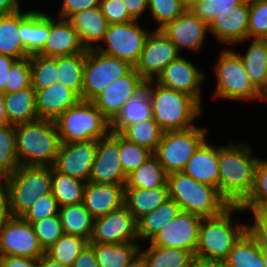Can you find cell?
<instances>
[{
	"mask_svg": "<svg viewBox=\"0 0 267 267\" xmlns=\"http://www.w3.org/2000/svg\"><path fill=\"white\" fill-rule=\"evenodd\" d=\"M247 143H229L218 147L219 193L230 205H241L254 187V157Z\"/></svg>",
	"mask_w": 267,
	"mask_h": 267,
	"instance_id": "6da1fadb",
	"label": "cell"
},
{
	"mask_svg": "<svg viewBox=\"0 0 267 267\" xmlns=\"http://www.w3.org/2000/svg\"><path fill=\"white\" fill-rule=\"evenodd\" d=\"M16 152L20 166L54 165L61 145L53 120L38 119L15 125Z\"/></svg>",
	"mask_w": 267,
	"mask_h": 267,
	"instance_id": "7a4b0ae2",
	"label": "cell"
},
{
	"mask_svg": "<svg viewBox=\"0 0 267 267\" xmlns=\"http://www.w3.org/2000/svg\"><path fill=\"white\" fill-rule=\"evenodd\" d=\"M154 84V85H153ZM149 96L153 119L163 132L181 131L194 127L202 114V105L187 93L169 89L149 81Z\"/></svg>",
	"mask_w": 267,
	"mask_h": 267,
	"instance_id": "3957f363",
	"label": "cell"
},
{
	"mask_svg": "<svg viewBox=\"0 0 267 267\" xmlns=\"http://www.w3.org/2000/svg\"><path fill=\"white\" fill-rule=\"evenodd\" d=\"M167 184L169 198L184 212L207 218L221 214L230 206L216 187L198 182L183 171L167 174Z\"/></svg>",
	"mask_w": 267,
	"mask_h": 267,
	"instance_id": "277c9868",
	"label": "cell"
},
{
	"mask_svg": "<svg viewBox=\"0 0 267 267\" xmlns=\"http://www.w3.org/2000/svg\"><path fill=\"white\" fill-rule=\"evenodd\" d=\"M235 211L243 212L240 205H230L221 214L203 218L199 229V240L195 255L225 260L234 244L247 231L246 223H234Z\"/></svg>",
	"mask_w": 267,
	"mask_h": 267,
	"instance_id": "5b68a950",
	"label": "cell"
},
{
	"mask_svg": "<svg viewBox=\"0 0 267 267\" xmlns=\"http://www.w3.org/2000/svg\"><path fill=\"white\" fill-rule=\"evenodd\" d=\"M61 143L98 141L111 132V122L92 101L80 100L56 120Z\"/></svg>",
	"mask_w": 267,
	"mask_h": 267,
	"instance_id": "8992f818",
	"label": "cell"
},
{
	"mask_svg": "<svg viewBox=\"0 0 267 267\" xmlns=\"http://www.w3.org/2000/svg\"><path fill=\"white\" fill-rule=\"evenodd\" d=\"M9 190L13 217H21L39 197L51 193L52 167L19 166L3 179Z\"/></svg>",
	"mask_w": 267,
	"mask_h": 267,
	"instance_id": "52a82bcc",
	"label": "cell"
},
{
	"mask_svg": "<svg viewBox=\"0 0 267 267\" xmlns=\"http://www.w3.org/2000/svg\"><path fill=\"white\" fill-rule=\"evenodd\" d=\"M217 85L215 98L226 100H261V92L252 84L242 59L232 49H223L215 63Z\"/></svg>",
	"mask_w": 267,
	"mask_h": 267,
	"instance_id": "ba28073f",
	"label": "cell"
},
{
	"mask_svg": "<svg viewBox=\"0 0 267 267\" xmlns=\"http://www.w3.org/2000/svg\"><path fill=\"white\" fill-rule=\"evenodd\" d=\"M207 129L194 126L181 131L163 132L154 155L169 174L183 171L198 147L207 140Z\"/></svg>",
	"mask_w": 267,
	"mask_h": 267,
	"instance_id": "9c48e42d",
	"label": "cell"
},
{
	"mask_svg": "<svg viewBox=\"0 0 267 267\" xmlns=\"http://www.w3.org/2000/svg\"><path fill=\"white\" fill-rule=\"evenodd\" d=\"M134 66L96 49L86 51L81 100L92 101L115 80L128 74Z\"/></svg>",
	"mask_w": 267,
	"mask_h": 267,
	"instance_id": "30bf717a",
	"label": "cell"
},
{
	"mask_svg": "<svg viewBox=\"0 0 267 267\" xmlns=\"http://www.w3.org/2000/svg\"><path fill=\"white\" fill-rule=\"evenodd\" d=\"M149 34L150 31L142 28L138 20L111 24L102 41L106 43V47L98 44L96 50L135 66Z\"/></svg>",
	"mask_w": 267,
	"mask_h": 267,
	"instance_id": "8fae6325",
	"label": "cell"
},
{
	"mask_svg": "<svg viewBox=\"0 0 267 267\" xmlns=\"http://www.w3.org/2000/svg\"><path fill=\"white\" fill-rule=\"evenodd\" d=\"M44 253L32 224L22 217L12 216L0 229V256L38 259Z\"/></svg>",
	"mask_w": 267,
	"mask_h": 267,
	"instance_id": "7c38bea8",
	"label": "cell"
},
{
	"mask_svg": "<svg viewBox=\"0 0 267 267\" xmlns=\"http://www.w3.org/2000/svg\"><path fill=\"white\" fill-rule=\"evenodd\" d=\"M137 241V221L124 205L94 219L89 243L123 244Z\"/></svg>",
	"mask_w": 267,
	"mask_h": 267,
	"instance_id": "4fadbf2b",
	"label": "cell"
},
{
	"mask_svg": "<svg viewBox=\"0 0 267 267\" xmlns=\"http://www.w3.org/2000/svg\"><path fill=\"white\" fill-rule=\"evenodd\" d=\"M180 55L177 47L161 29H156L148 35L134 68L145 81L155 80L162 70Z\"/></svg>",
	"mask_w": 267,
	"mask_h": 267,
	"instance_id": "5bb4252c",
	"label": "cell"
},
{
	"mask_svg": "<svg viewBox=\"0 0 267 267\" xmlns=\"http://www.w3.org/2000/svg\"><path fill=\"white\" fill-rule=\"evenodd\" d=\"M202 217L189 212L181 213L165 225L149 242L157 247L187 250L193 255L199 240Z\"/></svg>",
	"mask_w": 267,
	"mask_h": 267,
	"instance_id": "9a60e30c",
	"label": "cell"
},
{
	"mask_svg": "<svg viewBox=\"0 0 267 267\" xmlns=\"http://www.w3.org/2000/svg\"><path fill=\"white\" fill-rule=\"evenodd\" d=\"M96 152V140L61 143L52 167L57 172L88 182Z\"/></svg>",
	"mask_w": 267,
	"mask_h": 267,
	"instance_id": "2e32d148",
	"label": "cell"
},
{
	"mask_svg": "<svg viewBox=\"0 0 267 267\" xmlns=\"http://www.w3.org/2000/svg\"><path fill=\"white\" fill-rule=\"evenodd\" d=\"M89 181L92 183L126 184L119 158V134L110 132L97 141V152Z\"/></svg>",
	"mask_w": 267,
	"mask_h": 267,
	"instance_id": "e0dca14e",
	"label": "cell"
},
{
	"mask_svg": "<svg viewBox=\"0 0 267 267\" xmlns=\"http://www.w3.org/2000/svg\"><path fill=\"white\" fill-rule=\"evenodd\" d=\"M206 75L198 69L187 57L181 55L173 60L154 80L163 87L181 91L194 97L202 104L201 84Z\"/></svg>",
	"mask_w": 267,
	"mask_h": 267,
	"instance_id": "ac0fdd59",
	"label": "cell"
},
{
	"mask_svg": "<svg viewBox=\"0 0 267 267\" xmlns=\"http://www.w3.org/2000/svg\"><path fill=\"white\" fill-rule=\"evenodd\" d=\"M145 84L146 81L133 68L128 74L108 85L92 102L112 122L124 104Z\"/></svg>",
	"mask_w": 267,
	"mask_h": 267,
	"instance_id": "d6986e66",
	"label": "cell"
},
{
	"mask_svg": "<svg viewBox=\"0 0 267 267\" xmlns=\"http://www.w3.org/2000/svg\"><path fill=\"white\" fill-rule=\"evenodd\" d=\"M161 31L168 39L181 49L191 51H200L207 33L209 34V25L196 17L191 10H186L181 16L168 22Z\"/></svg>",
	"mask_w": 267,
	"mask_h": 267,
	"instance_id": "ffe728a7",
	"label": "cell"
},
{
	"mask_svg": "<svg viewBox=\"0 0 267 267\" xmlns=\"http://www.w3.org/2000/svg\"><path fill=\"white\" fill-rule=\"evenodd\" d=\"M249 0L217 15L209 24V32L221 44L234 46L247 40Z\"/></svg>",
	"mask_w": 267,
	"mask_h": 267,
	"instance_id": "44dd1931",
	"label": "cell"
},
{
	"mask_svg": "<svg viewBox=\"0 0 267 267\" xmlns=\"http://www.w3.org/2000/svg\"><path fill=\"white\" fill-rule=\"evenodd\" d=\"M87 51L77 30L68 19L58 21L49 15V35L44 47L37 53L43 56H69Z\"/></svg>",
	"mask_w": 267,
	"mask_h": 267,
	"instance_id": "7402d4cb",
	"label": "cell"
},
{
	"mask_svg": "<svg viewBox=\"0 0 267 267\" xmlns=\"http://www.w3.org/2000/svg\"><path fill=\"white\" fill-rule=\"evenodd\" d=\"M125 185L88 181L84 189V207L94 219L121 208L124 205Z\"/></svg>",
	"mask_w": 267,
	"mask_h": 267,
	"instance_id": "603a6c76",
	"label": "cell"
},
{
	"mask_svg": "<svg viewBox=\"0 0 267 267\" xmlns=\"http://www.w3.org/2000/svg\"><path fill=\"white\" fill-rule=\"evenodd\" d=\"M80 100V96L75 91L58 81L47 88L35 89L36 111L39 119L55 121Z\"/></svg>",
	"mask_w": 267,
	"mask_h": 267,
	"instance_id": "cb8c5ba5",
	"label": "cell"
},
{
	"mask_svg": "<svg viewBox=\"0 0 267 267\" xmlns=\"http://www.w3.org/2000/svg\"><path fill=\"white\" fill-rule=\"evenodd\" d=\"M183 172L219 190L218 147L205 140L189 159Z\"/></svg>",
	"mask_w": 267,
	"mask_h": 267,
	"instance_id": "d4e9b609",
	"label": "cell"
},
{
	"mask_svg": "<svg viewBox=\"0 0 267 267\" xmlns=\"http://www.w3.org/2000/svg\"><path fill=\"white\" fill-rule=\"evenodd\" d=\"M19 35L23 47L30 54H37L49 35V15L43 11L21 12Z\"/></svg>",
	"mask_w": 267,
	"mask_h": 267,
	"instance_id": "484cf974",
	"label": "cell"
},
{
	"mask_svg": "<svg viewBox=\"0 0 267 267\" xmlns=\"http://www.w3.org/2000/svg\"><path fill=\"white\" fill-rule=\"evenodd\" d=\"M68 20L77 30L86 50L96 49L98 42L103 41L109 26L100 7H94L75 13Z\"/></svg>",
	"mask_w": 267,
	"mask_h": 267,
	"instance_id": "4316f807",
	"label": "cell"
},
{
	"mask_svg": "<svg viewBox=\"0 0 267 267\" xmlns=\"http://www.w3.org/2000/svg\"><path fill=\"white\" fill-rule=\"evenodd\" d=\"M153 118L149 96V81L137 91L122 107L111 122V131L120 134L126 127Z\"/></svg>",
	"mask_w": 267,
	"mask_h": 267,
	"instance_id": "83f0119b",
	"label": "cell"
},
{
	"mask_svg": "<svg viewBox=\"0 0 267 267\" xmlns=\"http://www.w3.org/2000/svg\"><path fill=\"white\" fill-rule=\"evenodd\" d=\"M169 198V187L151 189L124 187V206L138 221Z\"/></svg>",
	"mask_w": 267,
	"mask_h": 267,
	"instance_id": "f1b7e54d",
	"label": "cell"
},
{
	"mask_svg": "<svg viewBox=\"0 0 267 267\" xmlns=\"http://www.w3.org/2000/svg\"><path fill=\"white\" fill-rule=\"evenodd\" d=\"M8 124L17 125L38 120L35 89L24 88L17 92L3 94Z\"/></svg>",
	"mask_w": 267,
	"mask_h": 267,
	"instance_id": "f546056e",
	"label": "cell"
},
{
	"mask_svg": "<svg viewBox=\"0 0 267 267\" xmlns=\"http://www.w3.org/2000/svg\"><path fill=\"white\" fill-rule=\"evenodd\" d=\"M99 267H127L140 256V243H89Z\"/></svg>",
	"mask_w": 267,
	"mask_h": 267,
	"instance_id": "4dcf8cb0",
	"label": "cell"
},
{
	"mask_svg": "<svg viewBox=\"0 0 267 267\" xmlns=\"http://www.w3.org/2000/svg\"><path fill=\"white\" fill-rule=\"evenodd\" d=\"M241 59L252 84L262 93L267 86V39H251Z\"/></svg>",
	"mask_w": 267,
	"mask_h": 267,
	"instance_id": "1f68e13d",
	"label": "cell"
},
{
	"mask_svg": "<svg viewBox=\"0 0 267 267\" xmlns=\"http://www.w3.org/2000/svg\"><path fill=\"white\" fill-rule=\"evenodd\" d=\"M179 204L168 198L162 205L137 221L138 240L149 241L181 213Z\"/></svg>",
	"mask_w": 267,
	"mask_h": 267,
	"instance_id": "d6a6232c",
	"label": "cell"
},
{
	"mask_svg": "<svg viewBox=\"0 0 267 267\" xmlns=\"http://www.w3.org/2000/svg\"><path fill=\"white\" fill-rule=\"evenodd\" d=\"M20 10L8 15H0V54L17 60L29 57L19 35Z\"/></svg>",
	"mask_w": 267,
	"mask_h": 267,
	"instance_id": "836d02e7",
	"label": "cell"
},
{
	"mask_svg": "<svg viewBox=\"0 0 267 267\" xmlns=\"http://www.w3.org/2000/svg\"><path fill=\"white\" fill-rule=\"evenodd\" d=\"M140 257L145 267H190L193 254L172 247H157L149 243L147 249L140 248Z\"/></svg>",
	"mask_w": 267,
	"mask_h": 267,
	"instance_id": "e575fe53",
	"label": "cell"
},
{
	"mask_svg": "<svg viewBox=\"0 0 267 267\" xmlns=\"http://www.w3.org/2000/svg\"><path fill=\"white\" fill-rule=\"evenodd\" d=\"M85 181L57 172L52 167L51 193L59 208L83 203Z\"/></svg>",
	"mask_w": 267,
	"mask_h": 267,
	"instance_id": "d590c367",
	"label": "cell"
},
{
	"mask_svg": "<svg viewBox=\"0 0 267 267\" xmlns=\"http://www.w3.org/2000/svg\"><path fill=\"white\" fill-rule=\"evenodd\" d=\"M58 214L64 233L90 240L94 218L83 203L61 207Z\"/></svg>",
	"mask_w": 267,
	"mask_h": 267,
	"instance_id": "8d00e7d4",
	"label": "cell"
},
{
	"mask_svg": "<svg viewBox=\"0 0 267 267\" xmlns=\"http://www.w3.org/2000/svg\"><path fill=\"white\" fill-rule=\"evenodd\" d=\"M224 261L227 267H265L262 249L247 231L234 244Z\"/></svg>",
	"mask_w": 267,
	"mask_h": 267,
	"instance_id": "74e56055",
	"label": "cell"
},
{
	"mask_svg": "<svg viewBox=\"0 0 267 267\" xmlns=\"http://www.w3.org/2000/svg\"><path fill=\"white\" fill-rule=\"evenodd\" d=\"M125 187L158 188L168 187L167 173L153 154L142 165L127 176Z\"/></svg>",
	"mask_w": 267,
	"mask_h": 267,
	"instance_id": "f35d334b",
	"label": "cell"
},
{
	"mask_svg": "<svg viewBox=\"0 0 267 267\" xmlns=\"http://www.w3.org/2000/svg\"><path fill=\"white\" fill-rule=\"evenodd\" d=\"M86 51L79 54L57 57V78L81 98Z\"/></svg>",
	"mask_w": 267,
	"mask_h": 267,
	"instance_id": "ab89813d",
	"label": "cell"
},
{
	"mask_svg": "<svg viewBox=\"0 0 267 267\" xmlns=\"http://www.w3.org/2000/svg\"><path fill=\"white\" fill-rule=\"evenodd\" d=\"M163 131L152 118L126 127L120 135L127 141L150 150L153 154L161 140Z\"/></svg>",
	"mask_w": 267,
	"mask_h": 267,
	"instance_id": "60d3db41",
	"label": "cell"
},
{
	"mask_svg": "<svg viewBox=\"0 0 267 267\" xmlns=\"http://www.w3.org/2000/svg\"><path fill=\"white\" fill-rule=\"evenodd\" d=\"M19 166L15 125H0V180L10 176Z\"/></svg>",
	"mask_w": 267,
	"mask_h": 267,
	"instance_id": "b9f144b4",
	"label": "cell"
},
{
	"mask_svg": "<svg viewBox=\"0 0 267 267\" xmlns=\"http://www.w3.org/2000/svg\"><path fill=\"white\" fill-rule=\"evenodd\" d=\"M89 244L86 239L64 233L45 253L53 260L72 267L79 253Z\"/></svg>",
	"mask_w": 267,
	"mask_h": 267,
	"instance_id": "7bdbcfd3",
	"label": "cell"
},
{
	"mask_svg": "<svg viewBox=\"0 0 267 267\" xmlns=\"http://www.w3.org/2000/svg\"><path fill=\"white\" fill-rule=\"evenodd\" d=\"M29 58L31 85L34 89H44L58 81L57 57L33 54Z\"/></svg>",
	"mask_w": 267,
	"mask_h": 267,
	"instance_id": "ee69618b",
	"label": "cell"
},
{
	"mask_svg": "<svg viewBox=\"0 0 267 267\" xmlns=\"http://www.w3.org/2000/svg\"><path fill=\"white\" fill-rule=\"evenodd\" d=\"M240 206L245 212H263L267 209V159L260 158L257 162L253 190Z\"/></svg>",
	"mask_w": 267,
	"mask_h": 267,
	"instance_id": "f6af8a7d",
	"label": "cell"
},
{
	"mask_svg": "<svg viewBox=\"0 0 267 267\" xmlns=\"http://www.w3.org/2000/svg\"><path fill=\"white\" fill-rule=\"evenodd\" d=\"M153 153L139 145L127 141L119 134V158L126 176L142 165Z\"/></svg>",
	"mask_w": 267,
	"mask_h": 267,
	"instance_id": "bcb514c9",
	"label": "cell"
},
{
	"mask_svg": "<svg viewBox=\"0 0 267 267\" xmlns=\"http://www.w3.org/2000/svg\"><path fill=\"white\" fill-rule=\"evenodd\" d=\"M267 39V0H249L247 40Z\"/></svg>",
	"mask_w": 267,
	"mask_h": 267,
	"instance_id": "7dc6e473",
	"label": "cell"
},
{
	"mask_svg": "<svg viewBox=\"0 0 267 267\" xmlns=\"http://www.w3.org/2000/svg\"><path fill=\"white\" fill-rule=\"evenodd\" d=\"M31 224L44 251L50 248L64 234L59 214L43 218Z\"/></svg>",
	"mask_w": 267,
	"mask_h": 267,
	"instance_id": "c3c4849f",
	"label": "cell"
},
{
	"mask_svg": "<svg viewBox=\"0 0 267 267\" xmlns=\"http://www.w3.org/2000/svg\"><path fill=\"white\" fill-rule=\"evenodd\" d=\"M149 11L158 25L156 29H161L168 22L181 16L186 10L180 0H148Z\"/></svg>",
	"mask_w": 267,
	"mask_h": 267,
	"instance_id": "681fc988",
	"label": "cell"
},
{
	"mask_svg": "<svg viewBox=\"0 0 267 267\" xmlns=\"http://www.w3.org/2000/svg\"><path fill=\"white\" fill-rule=\"evenodd\" d=\"M30 58L16 60L8 71L5 93L31 87Z\"/></svg>",
	"mask_w": 267,
	"mask_h": 267,
	"instance_id": "f907efd6",
	"label": "cell"
},
{
	"mask_svg": "<svg viewBox=\"0 0 267 267\" xmlns=\"http://www.w3.org/2000/svg\"><path fill=\"white\" fill-rule=\"evenodd\" d=\"M244 0H201L191 12L208 25L220 13L240 5Z\"/></svg>",
	"mask_w": 267,
	"mask_h": 267,
	"instance_id": "816d5d0a",
	"label": "cell"
},
{
	"mask_svg": "<svg viewBox=\"0 0 267 267\" xmlns=\"http://www.w3.org/2000/svg\"><path fill=\"white\" fill-rule=\"evenodd\" d=\"M59 213L56 199L49 193L39 197L36 202L21 216L25 221L32 223Z\"/></svg>",
	"mask_w": 267,
	"mask_h": 267,
	"instance_id": "f5cc1de1",
	"label": "cell"
},
{
	"mask_svg": "<svg viewBox=\"0 0 267 267\" xmlns=\"http://www.w3.org/2000/svg\"><path fill=\"white\" fill-rule=\"evenodd\" d=\"M100 9L109 25L126 23L135 20L128 13L123 0H101Z\"/></svg>",
	"mask_w": 267,
	"mask_h": 267,
	"instance_id": "db71d44e",
	"label": "cell"
},
{
	"mask_svg": "<svg viewBox=\"0 0 267 267\" xmlns=\"http://www.w3.org/2000/svg\"><path fill=\"white\" fill-rule=\"evenodd\" d=\"M254 222L247 225V232L256 240L261 249L267 250V216L263 212H252Z\"/></svg>",
	"mask_w": 267,
	"mask_h": 267,
	"instance_id": "11a10c76",
	"label": "cell"
},
{
	"mask_svg": "<svg viewBox=\"0 0 267 267\" xmlns=\"http://www.w3.org/2000/svg\"><path fill=\"white\" fill-rule=\"evenodd\" d=\"M58 18L69 19L75 13L86 9L100 7L101 0H62Z\"/></svg>",
	"mask_w": 267,
	"mask_h": 267,
	"instance_id": "9f6ffc18",
	"label": "cell"
},
{
	"mask_svg": "<svg viewBox=\"0 0 267 267\" xmlns=\"http://www.w3.org/2000/svg\"><path fill=\"white\" fill-rule=\"evenodd\" d=\"M11 217L9 190L6 182L0 180V229Z\"/></svg>",
	"mask_w": 267,
	"mask_h": 267,
	"instance_id": "6f0895ef",
	"label": "cell"
},
{
	"mask_svg": "<svg viewBox=\"0 0 267 267\" xmlns=\"http://www.w3.org/2000/svg\"><path fill=\"white\" fill-rule=\"evenodd\" d=\"M0 267H39L38 259L19 256H0Z\"/></svg>",
	"mask_w": 267,
	"mask_h": 267,
	"instance_id": "680465c9",
	"label": "cell"
},
{
	"mask_svg": "<svg viewBox=\"0 0 267 267\" xmlns=\"http://www.w3.org/2000/svg\"><path fill=\"white\" fill-rule=\"evenodd\" d=\"M72 267H99L97 264L94 250L87 245L75 260Z\"/></svg>",
	"mask_w": 267,
	"mask_h": 267,
	"instance_id": "91938a15",
	"label": "cell"
},
{
	"mask_svg": "<svg viewBox=\"0 0 267 267\" xmlns=\"http://www.w3.org/2000/svg\"><path fill=\"white\" fill-rule=\"evenodd\" d=\"M128 13L139 21L141 15L148 9V0H123Z\"/></svg>",
	"mask_w": 267,
	"mask_h": 267,
	"instance_id": "94428289",
	"label": "cell"
},
{
	"mask_svg": "<svg viewBox=\"0 0 267 267\" xmlns=\"http://www.w3.org/2000/svg\"><path fill=\"white\" fill-rule=\"evenodd\" d=\"M16 60V58L11 56L0 54V93L5 94L8 71Z\"/></svg>",
	"mask_w": 267,
	"mask_h": 267,
	"instance_id": "6125c7cd",
	"label": "cell"
},
{
	"mask_svg": "<svg viewBox=\"0 0 267 267\" xmlns=\"http://www.w3.org/2000/svg\"><path fill=\"white\" fill-rule=\"evenodd\" d=\"M190 267H227L224 260L209 259L193 255Z\"/></svg>",
	"mask_w": 267,
	"mask_h": 267,
	"instance_id": "be15d7a7",
	"label": "cell"
},
{
	"mask_svg": "<svg viewBox=\"0 0 267 267\" xmlns=\"http://www.w3.org/2000/svg\"><path fill=\"white\" fill-rule=\"evenodd\" d=\"M20 0H0V15L16 13L21 9Z\"/></svg>",
	"mask_w": 267,
	"mask_h": 267,
	"instance_id": "e7e4bbea",
	"label": "cell"
},
{
	"mask_svg": "<svg viewBox=\"0 0 267 267\" xmlns=\"http://www.w3.org/2000/svg\"><path fill=\"white\" fill-rule=\"evenodd\" d=\"M39 267H69L53 260L46 253L38 258Z\"/></svg>",
	"mask_w": 267,
	"mask_h": 267,
	"instance_id": "03108f58",
	"label": "cell"
},
{
	"mask_svg": "<svg viewBox=\"0 0 267 267\" xmlns=\"http://www.w3.org/2000/svg\"><path fill=\"white\" fill-rule=\"evenodd\" d=\"M7 124L3 93H0V125Z\"/></svg>",
	"mask_w": 267,
	"mask_h": 267,
	"instance_id": "003e7915",
	"label": "cell"
},
{
	"mask_svg": "<svg viewBox=\"0 0 267 267\" xmlns=\"http://www.w3.org/2000/svg\"><path fill=\"white\" fill-rule=\"evenodd\" d=\"M201 0H180L183 8L185 10H191L195 7Z\"/></svg>",
	"mask_w": 267,
	"mask_h": 267,
	"instance_id": "a7ac6f4b",
	"label": "cell"
},
{
	"mask_svg": "<svg viewBox=\"0 0 267 267\" xmlns=\"http://www.w3.org/2000/svg\"><path fill=\"white\" fill-rule=\"evenodd\" d=\"M127 267H145L143 259L139 256L134 262Z\"/></svg>",
	"mask_w": 267,
	"mask_h": 267,
	"instance_id": "89a4df30",
	"label": "cell"
},
{
	"mask_svg": "<svg viewBox=\"0 0 267 267\" xmlns=\"http://www.w3.org/2000/svg\"><path fill=\"white\" fill-rule=\"evenodd\" d=\"M262 257H263V263L265 267H267V250L262 249Z\"/></svg>",
	"mask_w": 267,
	"mask_h": 267,
	"instance_id": "2644e50d",
	"label": "cell"
},
{
	"mask_svg": "<svg viewBox=\"0 0 267 267\" xmlns=\"http://www.w3.org/2000/svg\"><path fill=\"white\" fill-rule=\"evenodd\" d=\"M265 101L267 103V86L265 90L261 93V101Z\"/></svg>",
	"mask_w": 267,
	"mask_h": 267,
	"instance_id": "8c879c8a",
	"label": "cell"
},
{
	"mask_svg": "<svg viewBox=\"0 0 267 267\" xmlns=\"http://www.w3.org/2000/svg\"><path fill=\"white\" fill-rule=\"evenodd\" d=\"M263 213L267 216V209H265V210L263 211Z\"/></svg>",
	"mask_w": 267,
	"mask_h": 267,
	"instance_id": "753ad0ef",
	"label": "cell"
}]
</instances>
